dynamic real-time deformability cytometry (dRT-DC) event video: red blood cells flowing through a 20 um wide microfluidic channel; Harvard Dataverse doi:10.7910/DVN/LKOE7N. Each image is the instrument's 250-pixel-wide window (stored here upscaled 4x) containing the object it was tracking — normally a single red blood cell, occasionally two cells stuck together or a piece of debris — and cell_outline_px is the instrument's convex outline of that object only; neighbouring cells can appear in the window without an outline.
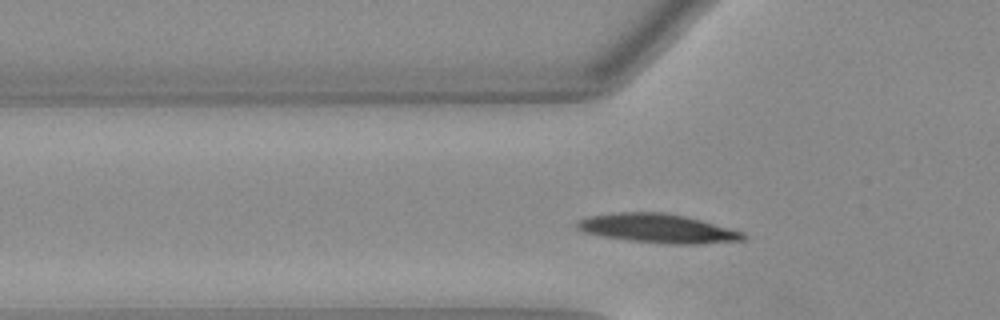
{"species": "Egyptian fruit bat (a non-hibernating species)", "species_latin": "Rousettus aegyptiacus", "temperature_condition": "warm", "stored_images_in_passage": 33, "camera_frame_rate_fps": 3000, "um_per_image_px": 0.085, "animal": {"sex": "female"}, "frame": {"image": 1, "passage_image": 7, "time_ms": 2.0, "image_size_px": [1000, 320], "cell_outline_px": [[748, 236], [744, 240], [700, 244], [664, 244], [628, 240], [600, 236], [584, 232], [576, 228], [576, 224], [580, 220], [588, 216], [616, 212], [664, 212], [684, 216], [700, 220], [744, 232]], "centroid_in_image_um": [55.91, 19.42], "position_along_channel_um": 69.9, "area_um2": 28.15}}
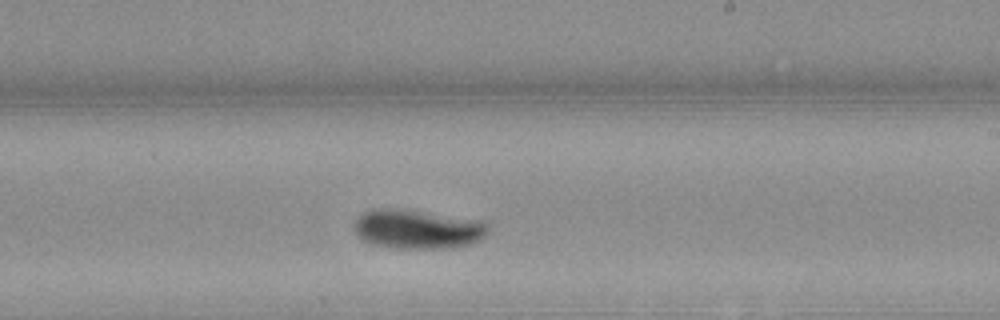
{"frame": {"image": 2, "passage_image": 21, "time_ms": 6.667, "image_size_px": [1000, 320], "cell_outline_px": [[488, 228], [484, 236], [480, 240], [468, 244], [448, 248], [396, 248], [368, 244], [360, 240], [356, 236], [352, 228], [352, 224], [364, 212], [376, 208], [388, 208], [484, 220], [488, 224]], "centroid_in_image_um": [35.42, 19.49], "position_along_channel_um": 253.6, "area_um2": 30.63}}
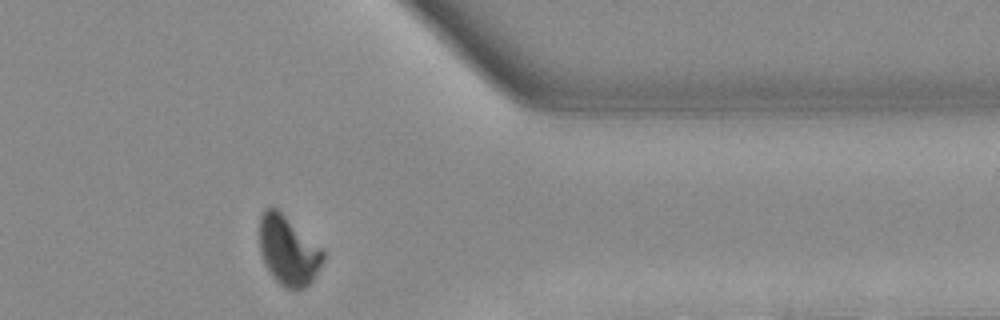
{"frame": {"image": 3, "passage_image": 32, "time_ms": 10.333, "image_size_px": [1000, 320], "cell_outline_px": [[324, 260], [312, 280], [304, 288], [296, 292], [284, 288], [272, 276], [264, 264], [260, 252], [260, 216], [264, 208], [276, 208], [320, 248], [324, 252]], "centroid_in_image_um": [24.47, 21.35], "position_along_channel_um": 386.9, "area_um2": 25.37}, "authors_computed_cell_mechanics": {"area_um2": 28.4376, "velocity_mm_per_s": 3.9577, "shape_relaxation_time_tau1_ms": 2.8121, "shape_relaxation_time_tau2_ms": null, "deformation_change_tau1": 0.1532, "deformation_change_tau2": null}}